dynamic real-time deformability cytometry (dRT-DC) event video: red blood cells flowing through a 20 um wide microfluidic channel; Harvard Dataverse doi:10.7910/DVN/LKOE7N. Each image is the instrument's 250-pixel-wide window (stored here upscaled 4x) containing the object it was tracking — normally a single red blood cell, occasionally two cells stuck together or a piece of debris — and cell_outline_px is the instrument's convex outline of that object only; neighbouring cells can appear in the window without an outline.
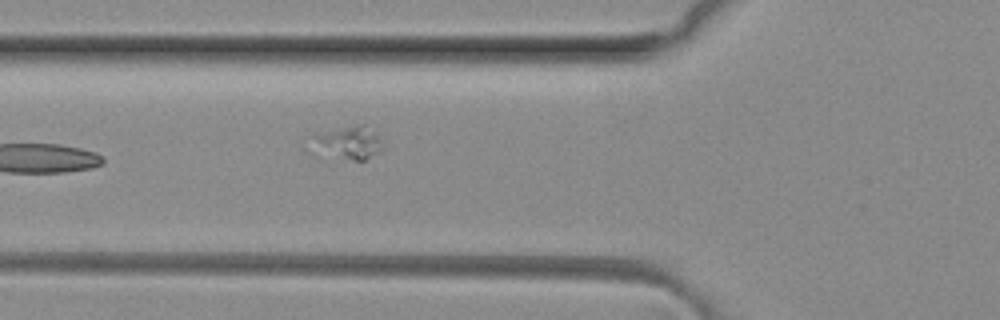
{"species": "common noctule bat (a hibernating species)", "species_latin": "Nyctalus noctula", "temperature_condition": "room temperature", "stored_images_in_passage": 5, "camera_frame_rate_fps": 3000, "um_per_image_px": 0.085, "animal": {"sex": "female", "body_mass_g": 29.2, "forearm_length_mm": 56.3}, "frame": {"image": 1, "passage_image": 5, "time_ms": 1.333, "image_size_px": [1000, 320], "cell_outline_px": [[384, 148], [364, 160], [352, 160], [344, 156], [312, 136], [360, 124], [364, 124], [380, 136]], "centroid_in_image_um": [30.01, 12.05], "position_along_channel_um": 95.8, "area_um2": 11.21}}